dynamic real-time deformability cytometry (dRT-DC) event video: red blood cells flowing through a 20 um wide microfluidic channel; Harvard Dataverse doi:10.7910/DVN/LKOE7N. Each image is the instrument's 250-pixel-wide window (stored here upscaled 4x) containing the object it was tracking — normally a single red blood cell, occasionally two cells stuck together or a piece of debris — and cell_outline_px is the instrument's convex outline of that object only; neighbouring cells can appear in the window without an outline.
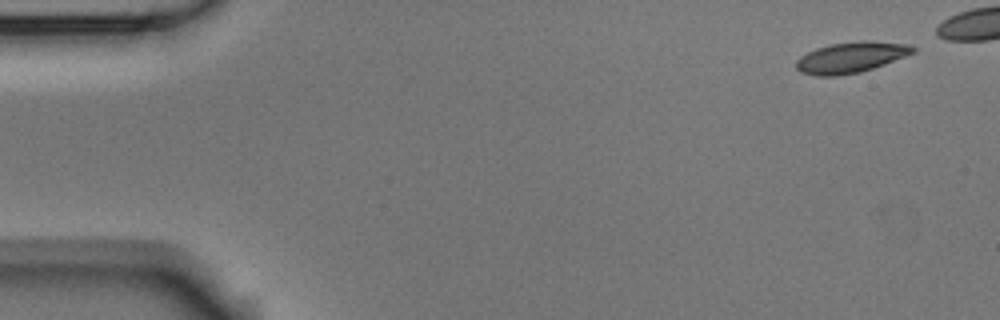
{"species": "Egyptian fruit bat (a non-hibernating species)", "species_latin": "Rousettus aegyptiacus", "temperature_condition": "room temperature", "stored_images_in_passage": 8, "camera_frame_rate_fps": 3000, "um_per_image_px": 0.085, "animal": {"sex": "male"}, "frame": {"image": 1, "passage_image": 1, "time_ms": 0.0, "image_size_px": [1000, 320], "cell_outline_px": [[916, 52], [884, 64], [860, 72], [836, 76], [816, 76], [800, 72], [796, 68], [796, 60], [800, 56], [816, 48], [832, 44], [860, 40], [872, 40], [908, 44], [916, 48]], "centroid_in_image_um": [72.33, 4.87], "position_along_channel_um": 12.7, "area_um2": 21.04}}
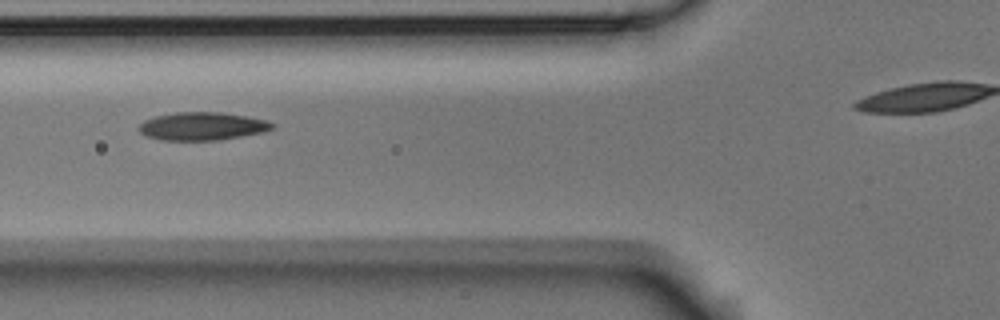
{"frame": {"image": 2, "passage_image": 6, "time_ms": 1.667, "image_size_px": [1000, 320], "cell_outline_px": [[276, 128], [264, 132], [220, 140], [160, 140], [148, 136], [140, 132], [136, 128], [144, 120], [156, 116], [176, 112], [220, 112], [248, 116], [268, 120], [276, 124]], "centroid_in_image_um": [17.24, 10.72], "position_along_channel_um": 108.6, "area_um2": 22.02}}
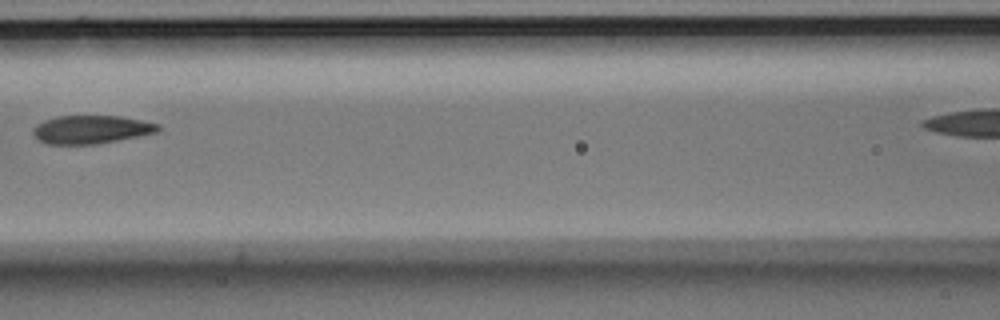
{"frame": {"image": 3, "passage_image": 7, "time_ms": 2.0, "image_size_px": [1000, 320], "cell_outline_px": [[160, 128], [156, 132], [96, 144], [48, 144], [36, 140], [32, 132], [32, 128], [36, 124], [44, 120], [56, 116], [120, 116], [160, 124]], "centroid_in_image_um": [7.67, 11.0], "position_along_channel_um": 158.9, "area_um2": 20.52}}